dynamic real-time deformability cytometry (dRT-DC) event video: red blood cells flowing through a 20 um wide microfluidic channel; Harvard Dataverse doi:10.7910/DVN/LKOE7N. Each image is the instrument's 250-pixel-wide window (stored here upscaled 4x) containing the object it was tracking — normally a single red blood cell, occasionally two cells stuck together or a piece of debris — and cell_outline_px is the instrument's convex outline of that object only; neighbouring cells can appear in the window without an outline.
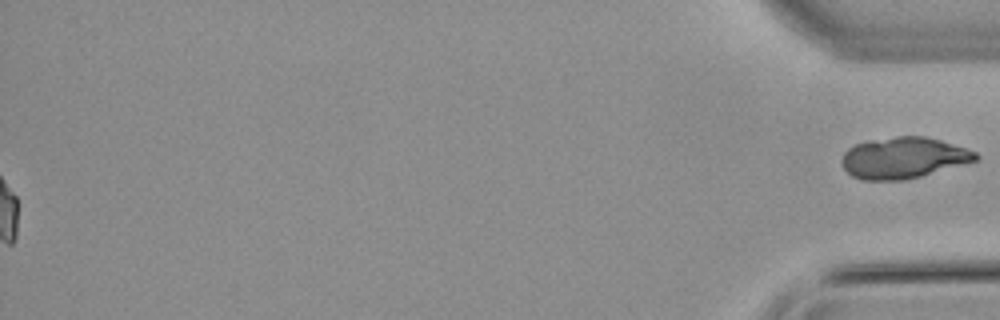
{"species": "common noctule bat (a hibernating species)", "species_latin": "Nyctalus noctula", "temperature_condition": "warm", "stored_images_in_passage": 54, "segment_of_instrument_passage": [2, 2], "camera_frame_rate_fps": 3000, "um_per_image_px": 0.085, "animal": {"sex": "male", "body_mass_g": 21.5, "forearm_length_mm": 52.0}, "frame": {"image": 1, "passage_image": 54, "time_ms": 17.667, "image_size_px": [1000, 320], "cell_outline_px": [[980, 156], [976, 160], [920, 176], [904, 180], [860, 180], [852, 176], [844, 168], [840, 160], [844, 152], [848, 148], [856, 144], [868, 140], [896, 136], [924, 136], [940, 140], [976, 152]], "centroid_in_image_um": [76.74, 13.41], "position_along_channel_um": 358.5, "area_um2": 31.91}}